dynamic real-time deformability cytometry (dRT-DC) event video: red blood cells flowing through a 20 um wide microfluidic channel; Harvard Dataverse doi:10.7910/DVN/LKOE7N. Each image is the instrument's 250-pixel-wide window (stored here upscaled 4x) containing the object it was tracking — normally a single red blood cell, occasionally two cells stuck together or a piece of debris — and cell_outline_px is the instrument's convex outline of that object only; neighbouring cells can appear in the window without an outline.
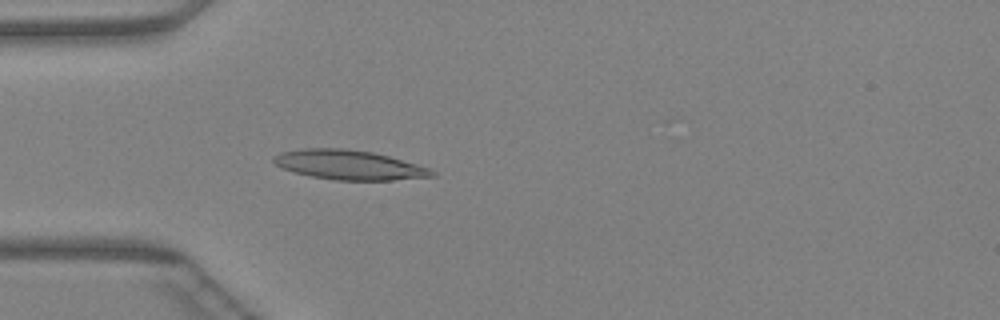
{"species": "Egyptian fruit bat (a non-hibernating species)", "species_latin": "Rousettus aegyptiacus", "temperature_condition": "warm", "stored_images_in_passage": 46, "camera_frame_rate_fps": 3000, "um_per_image_px": 0.085, "animal": {"sex": "female"}, "frame": {"image": 1, "passage_image": 14, "time_ms": 4.333, "image_size_px": [1000, 320], "cell_outline_px": [[436, 176], [392, 180], [336, 180], [312, 176], [292, 172], [280, 168], [272, 160], [272, 156], [280, 152], [304, 148], [344, 148], [372, 152], [388, 156], [416, 164], [428, 168], [436, 172]], "centroid_in_image_um": [29.62, 14.01], "position_along_channel_um": 55.4, "area_um2": 27.22}}
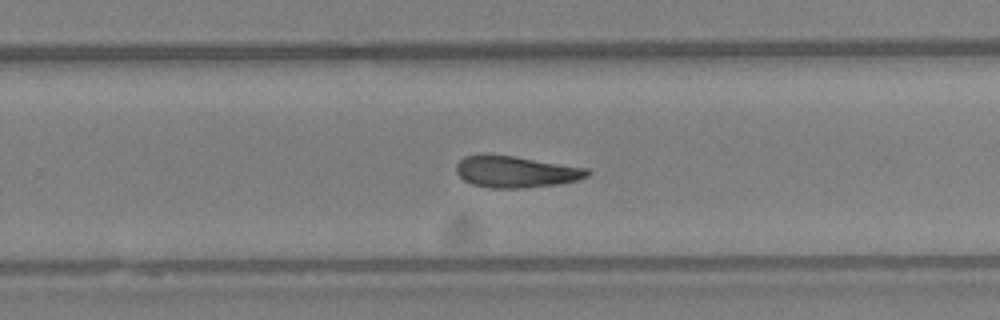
{"frame": {"image": 2, "passage_image": 30, "time_ms": 9.667, "image_size_px": [1000, 320], "cell_outline_px": [[592, 172], [588, 176], [576, 180], [560, 184], [520, 188], [488, 188], [472, 184], [464, 180], [456, 172], [456, 164], [464, 156], [516, 156], [588, 168]], "centroid_in_image_um": [43.89, 14.62], "position_along_channel_um": 285.9, "area_um2": 23.87}}
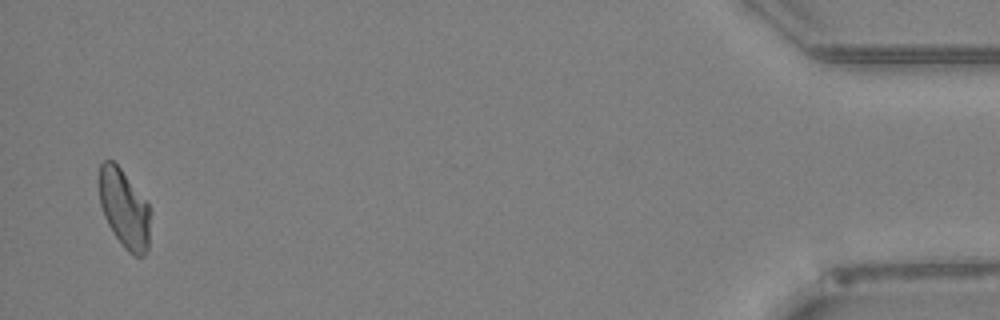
{"frame": {"image": 3, "passage_image": 45, "time_ms": 14.667, "image_size_px": [1000, 320], "cell_outline_px": [[152, 212], [148, 248], [144, 256], [136, 256], [128, 252], [124, 248], [112, 232], [104, 216], [100, 204], [100, 164], [104, 160], [112, 160], [120, 168], [148, 204]], "centroid_in_image_um": [10.59, 17.79], "position_along_channel_um": 424.6, "area_um2": 23.41}}